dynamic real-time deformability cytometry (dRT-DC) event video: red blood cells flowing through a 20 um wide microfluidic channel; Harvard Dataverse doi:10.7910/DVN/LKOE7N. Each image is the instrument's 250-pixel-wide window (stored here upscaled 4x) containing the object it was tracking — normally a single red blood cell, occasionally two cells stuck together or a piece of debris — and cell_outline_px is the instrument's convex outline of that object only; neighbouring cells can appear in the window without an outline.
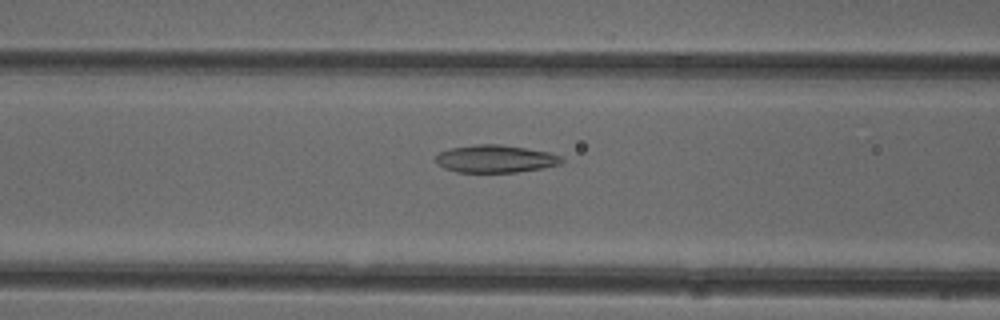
{"species": "common noctule bat (a hibernating species)", "species_latin": "Nyctalus noctula", "temperature_condition": "cold", "stored_images_in_passage": 43, "camera_frame_rate_fps": 3000, "um_per_image_px": 0.085, "animal": {"sex": "female"}, "frame": {"image": 1, "passage_image": 12, "time_ms": 3.667, "image_size_px": [1000, 320], "cell_outline_px": [[564, 160], [560, 164], [544, 168], [516, 172], [456, 172], [444, 168], [436, 164], [436, 156], [440, 152], [448, 148], [476, 144], [500, 144], [548, 152], [560, 156]], "centroid_in_image_um": [42.08, 13.5], "position_along_channel_um": 124.5, "area_um2": 20.29}}
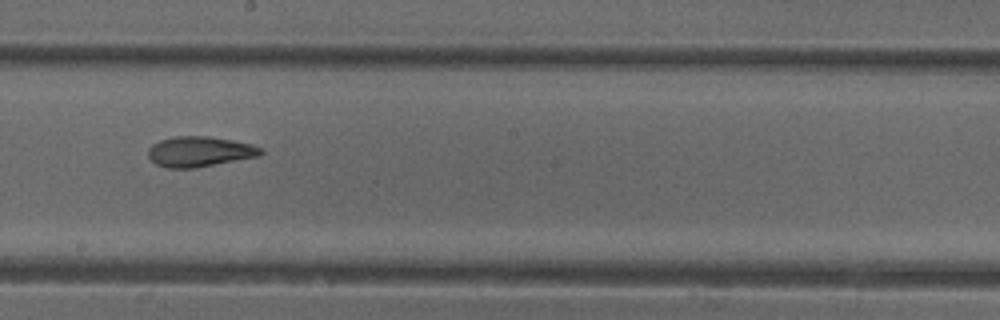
{"frame": {"image": 2, "passage_image": 20, "time_ms": 6.333, "image_size_px": [1000, 320], "cell_outline_px": [[264, 152], [260, 156], [196, 168], [168, 168], [156, 164], [148, 156], [148, 148], [152, 144], [160, 140], [172, 136], [208, 136], [232, 140], [252, 144], [264, 148]], "centroid_in_image_um": [16.99, 12.88], "position_along_channel_um": 231.2, "area_um2": 20.11}}
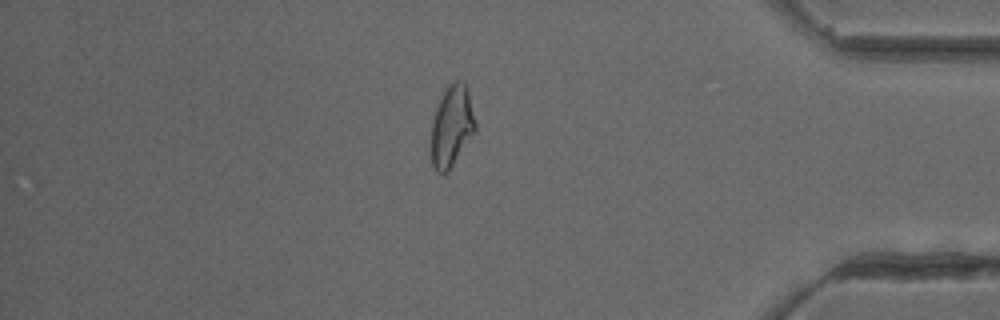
{"frame": {"image": 3, "passage_image": 35, "time_ms": 11.333, "image_size_px": [1000, 320], "cell_outline_px": [[476, 132], [448, 172], [436, 172], [432, 164], [432, 120], [436, 108], [444, 88], [452, 80], [460, 80], [468, 88], [476, 124]], "centroid_in_image_um": [38.42, 10.69], "position_along_channel_um": 396.8, "area_um2": 21.1}, "authors_computed_cell_mechanics": {"area_um2": 20.808, "velocity_mm_per_s": 3.9983, "shape_relaxation_time_tau1_ms": null, "shape_relaxation_time_tau2_ms": 3.8558, "deformation_change_tau1": null, "deformation_change_tau2": 0.1184}}